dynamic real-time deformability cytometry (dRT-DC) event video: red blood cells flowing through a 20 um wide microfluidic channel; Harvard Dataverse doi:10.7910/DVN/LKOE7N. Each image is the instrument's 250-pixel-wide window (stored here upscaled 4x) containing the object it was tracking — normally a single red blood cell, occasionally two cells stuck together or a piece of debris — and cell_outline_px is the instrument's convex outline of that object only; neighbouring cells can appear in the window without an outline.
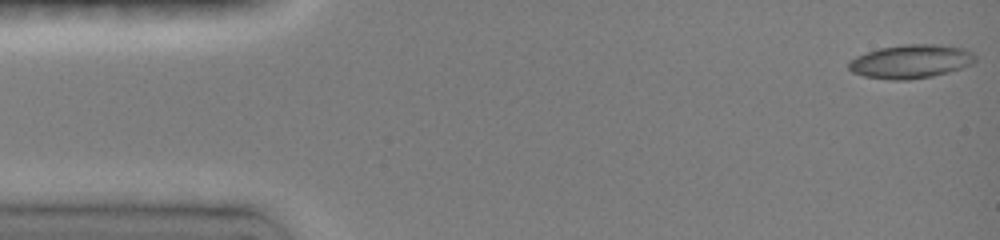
{"species": "common noctule bat (a hibernating species)", "species_latin": "Nyctalus noctula", "temperature_condition": "room temperature", "stored_images_in_passage": 47, "camera_frame_rate_fps": 3000, "um_per_image_px": 0.085, "animal": {"sex": "female", "body_mass_g": 19.0, "forearm_length_mm": 51.5}, "frame": {"image": 1, "passage_image": 1, "time_ms": 0.0, "image_size_px": [1000, 240], "cell_outline_px": [[976, 60], [972, 64], [948, 72], [932, 76], [908, 80], [892, 80], [864, 76], [852, 72], [848, 68], [848, 60], [856, 56], [880, 48], [904, 44], [936, 44], [964, 48], [972, 52], [976, 56]], "centroid_in_image_um": [77.41, 5.22], "position_along_channel_um": 7.6, "area_um2": 24.85}}
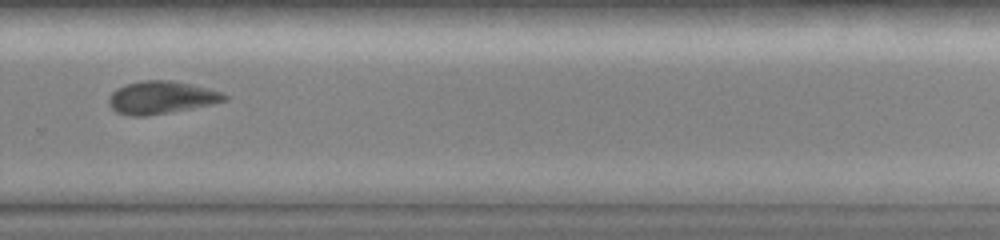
{"frame": {"image": 2, "passage_image": 33, "time_ms": 10.667, "image_size_px": [1000, 240], "cell_outline_px": [[228, 100], [212, 104], [168, 112], [144, 116], [132, 116], [116, 112], [108, 104], [108, 100], [112, 92], [116, 88], [124, 84], [144, 80], [168, 80], [208, 88], [220, 92], [228, 96]], "centroid_in_image_um": [13.67, 8.28], "position_along_channel_um": 316.1, "area_um2": 21.79}}
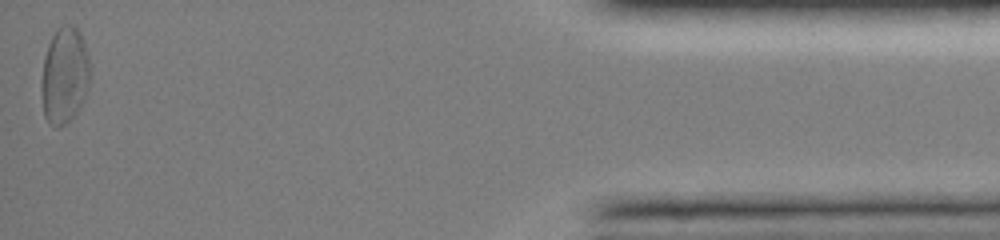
{"frame": {"image": 3, "passage_image": 47, "time_ms": 15.333, "image_size_px": [1000, 240], "cell_outline_px": [[88, 88], [80, 108], [64, 124], [56, 128], [48, 124], [44, 116], [40, 88], [44, 56], [48, 44], [56, 28], [60, 24], [76, 24], [80, 32], [88, 56]], "centroid_in_image_um": [5.45, 6.39], "position_along_channel_um": 429.8, "area_um2": 27.57}, "authors_computed_cell_mechanics": {"area_um2": 21.8484, "velocity_mm_per_s": 4.0066, "shape_relaxation_time_tau1_ms": 7.2381, "shape_relaxation_time_tau2_ms": 5.4846, "deformation_change_tau1": 0.1572, "deformation_change_tau2": 0.1174}}